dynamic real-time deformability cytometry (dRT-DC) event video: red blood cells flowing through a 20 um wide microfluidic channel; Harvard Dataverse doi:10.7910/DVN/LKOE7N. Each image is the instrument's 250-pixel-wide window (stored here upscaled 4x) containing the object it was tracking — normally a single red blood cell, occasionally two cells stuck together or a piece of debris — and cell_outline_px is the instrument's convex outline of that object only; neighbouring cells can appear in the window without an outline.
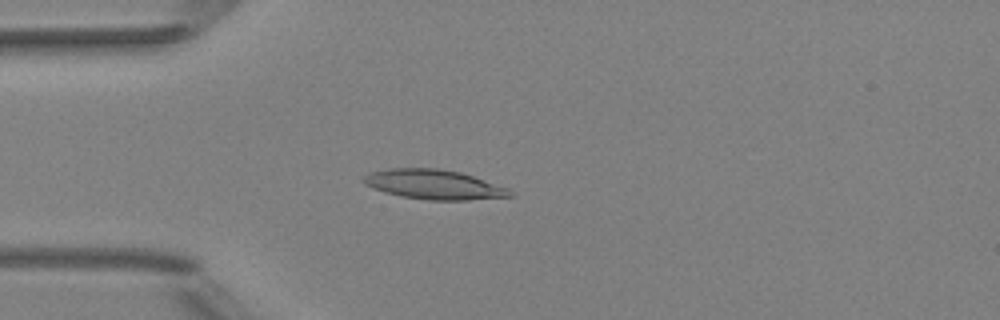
{"species": "Egyptian fruit bat (a non-hibernating species)", "species_latin": "Rousettus aegyptiacus", "temperature_condition": "room temperature", "stored_images_in_passage": 50, "camera_frame_rate_fps": 3000, "um_per_image_px": 0.085, "animal": {"sex": "female"}, "frame": {"image": 1, "passage_image": 13, "time_ms": 4.0, "image_size_px": [1000, 320], "cell_outline_px": [[516, 196], [468, 200], [428, 200], [400, 196], [384, 192], [372, 188], [364, 184], [360, 180], [364, 176], [372, 172], [392, 168], [440, 168], [460, 172], [508, 188]], "centroid_in_image_um": [36.87, 15.69], "position_along_channel_um": 48.1, "area_um2": 25.32}}
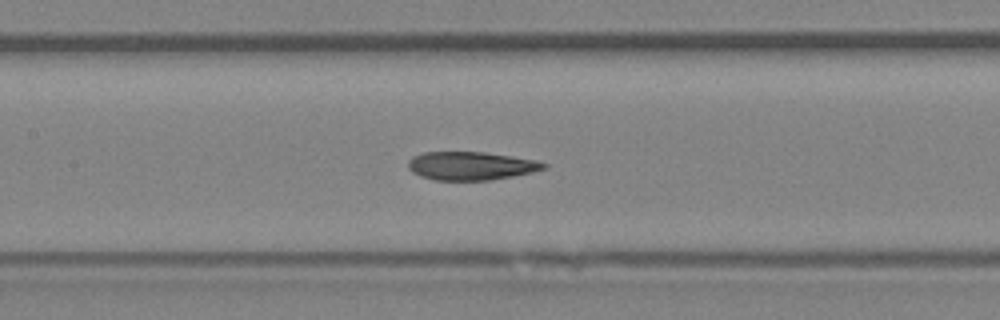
{"frame": {"image": 2, "passage_image": 23, "time_ms": 7.333, "image_size_px": [1000, 320], "cell_outline_px": [[548, 168], [532, 172], [492, 180], [436, 180], [420, 176], [412, 172], [408, 168], [408, 160], [412, 156], [424, 152], [484, 152], [512, 156], [536, 160], [548, 164]], "centroid_in_image_um": [40.03, 14.09], "position_along_channel_um": 167.4, "area_um2": 22.48}}
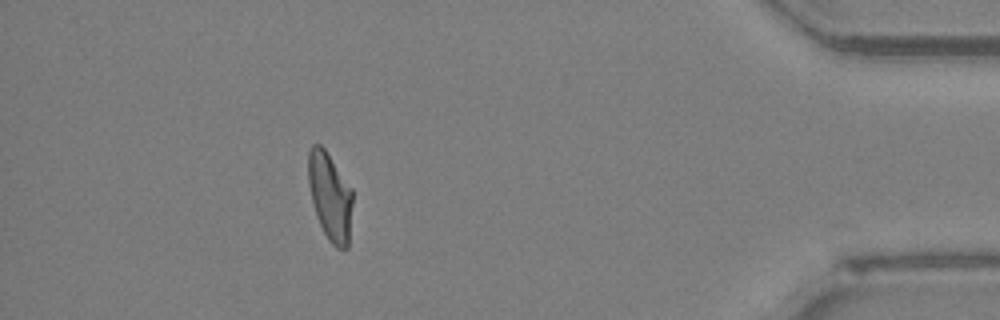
{"frame": {"image": 3, "passage_image": 45, "time_ms": 14.667, "image_size_px": [1000, 320], "cell_outline_px": [[352, 204], [348, 248], [336, 248], [328, 240], [316, 216], [312, 204], [308, 184], [308, 152], [312, 144], [320, 144], [324, 148], [352, 188]], "centroid_in_image_um": [28.04, 16.69], "position_along_channel_um": 407.2, "area_um2": 22.77}, "authors_computed_cell_mechanics": {"area_um2": 23.2356, "velocity_mm_per_s": 3.9891, "shape_relaxation_time_tau1_ms": null, "shape_relaxation_time_tau2_ms": 2.0184, "deformation_change_tau1": null, "deformation_change_tau2": 0.099}}